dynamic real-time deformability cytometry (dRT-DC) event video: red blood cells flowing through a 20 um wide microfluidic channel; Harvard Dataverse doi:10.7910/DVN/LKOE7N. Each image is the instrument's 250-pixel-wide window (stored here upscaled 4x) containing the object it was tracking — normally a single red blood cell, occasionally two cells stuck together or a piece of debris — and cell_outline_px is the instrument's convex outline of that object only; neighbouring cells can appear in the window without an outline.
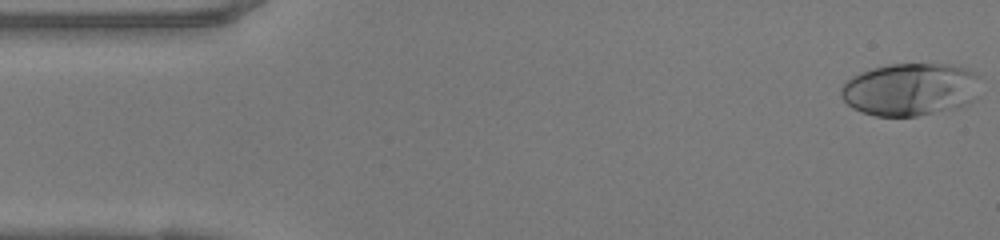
{"species": "human", "species_latin": "Homo sapiens", "temperature_condition": "warm", "stored_images_in_passage": 48, "camera_frame_rate_fps": 3000, "um_per_image_px": 0.085, "donor": {"sex": "female"}, "frame": {"image": 1, "passage_image": 1, "time_ms": 0.0, "image_size_px": [1000, 240], "cell_outline_px": [[980, 76], [976, 100], [956, 108], [916, 116], [876, 116], [860, 112], [852, 108], [840, 96], [840, 88], [852, 76], [860, 72], [872, 68], [888, 64], [948, 64], [968, 68], [976, 72]], "centroid_in_image_um": [77.39, 7.59], "position_along_channel_um": 7.6, "area_um2": 43.29}}
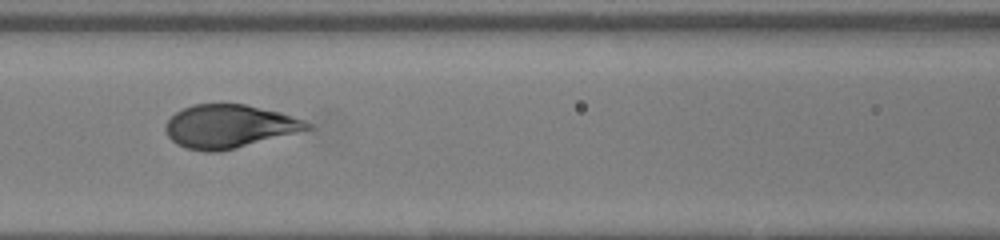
{"frame": {"image": 2, "passage_image": 20, "time_ms": 6.333, "image_size_px": [1000, 240], "cell_outline_px": [[312, 128], [236, 148], [220, 152], [204, 152], [188, 148], [176, 144], [168, 136], [164, 128], [164, 124], [176, 112], [192, 104], [244, 104], [280, 112], [304, 120], [312, 124]], "centroid_in_image_um": [19.45, 10.74], "position_along_channel_um": 147.2, "area_um2": 35.55}}
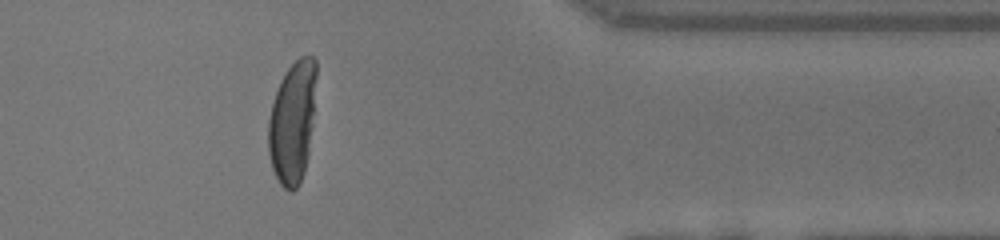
{"frame": {"image": 3, "passage_image": 39, "time_ms": 12.667, "image_size_px": [1000, 240], "cell_outline_px": [[316, 76], [312, 124], [308, 156], [304, 172], [300, 184], [292, 192], [288, 192], [280, 184], [272, 168], [268, 156], [268, 120], [272, 104], [280, 80], [288, 68], [300, 56], [312, 56], [316, 60]], "centroid_in_image_um": [24.85, 10.41], "position_along_channel_um": 386.6, "area_um2": 34.22}, "authors_computed_cell_mechanics": {"area_um2": 36.4429, "velocity_mm_per_s": 4.1485, "shape_relaxation_time_tau1_ms": 3.8937, "shape_relaxation_time_tau2_ms": null, "deformation_change_tau1": 0.2506, "deformation_change_tau2": null}}